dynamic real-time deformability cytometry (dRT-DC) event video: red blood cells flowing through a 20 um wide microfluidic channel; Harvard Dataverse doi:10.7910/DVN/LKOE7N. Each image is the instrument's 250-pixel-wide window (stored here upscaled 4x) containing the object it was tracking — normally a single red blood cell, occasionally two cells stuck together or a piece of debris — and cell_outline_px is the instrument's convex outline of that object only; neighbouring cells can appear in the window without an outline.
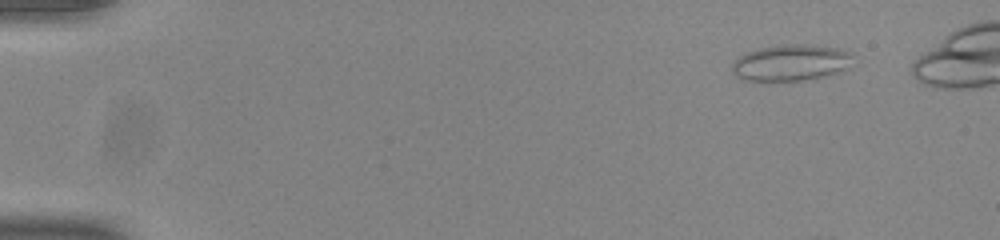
{"species": "common noctule bat (a hibernating species)", "species_latin": "Nyctalus noctula", "temperature_condition": "room temperature", "stored_images_in_passage": 10, "camera_frame_rate_fps": 3000, "um_per_image_px": 0.085, "animal": {"sex": "male", "body_mass_g": 20.0, "forearm_length_mm": 53.3}, "frame": {"image": 1, "passage_image": 1, "time_ms": 0.0, "image_size_px": [1000, 240], "cell_outline_px": [[852, 56], [844, 68], [836, 72], [824, 76], [800, 80], [744, 80], [736, 76], [732, 72], [732, 64], [740, 56], [748, 52], [760, 48], [788, 44], [804, 44], [836, 48], [852, 52]], "centroid_in_image_um": [67.18, 5.32], "position_along_channel_um": 17.8, "area_um2": 24.85}}